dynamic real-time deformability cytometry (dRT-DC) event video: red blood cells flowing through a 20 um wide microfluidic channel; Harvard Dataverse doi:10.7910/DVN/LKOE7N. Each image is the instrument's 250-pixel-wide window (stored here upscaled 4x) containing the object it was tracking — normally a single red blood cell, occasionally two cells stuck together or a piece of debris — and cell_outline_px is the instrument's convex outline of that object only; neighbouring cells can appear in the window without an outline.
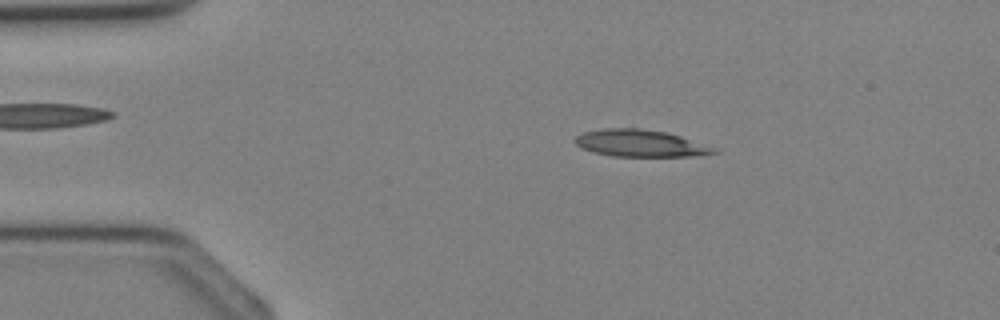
{"species": "Egyptian fruit bat (a non-hibernating species)", "species_latin": "Rousettus aegyptiacus", "temperature_condition": "cold", "stored_images_in_passage": 33, "camera_frame_rate_fps": 3000, "um_per_image_px": 0.085, "animal": {"sex": "female"}, "frame": {"image": 1, "passage_image": 4, "time_ms": 1.0, "image_size_px": [1000, 320], "cell_outline_px": [[720, 152], [700, 156], [612, 156], [592, 152], [580, 148], [572, 140], [576, 136], [584, 132], [604, 128], [640, 128], [664, 132], [680, 136], [716, 148]], "centroid_in_image_um": [54.4, 12.18], "position_along_channel_um": 30.6, "area_um2": 21.91}}
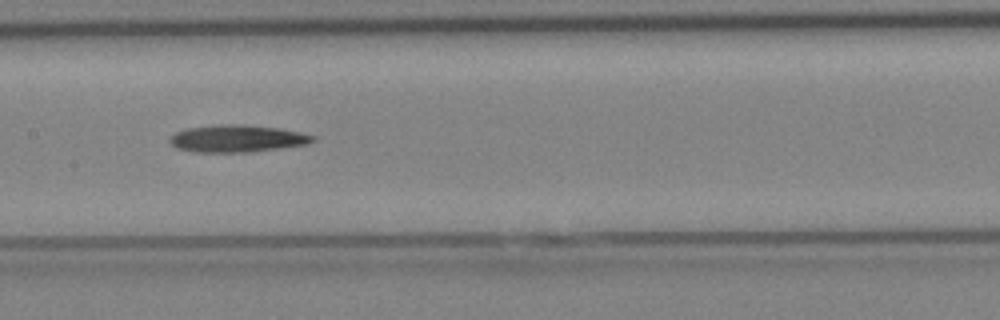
{"frame": {"image": 2, "passage_image": 15, "time_ms": 4.667, "image_size_px": [1000, 320], "cell_outline_px": [[316, 140], [308, 144], [244, 152], [196, 152], [176, 148], [168, 140], [176, 132], [188, 128], [212, 124], [244, 124], [280, 128], [300, 132], [316, 136]], "centroid_in_image_um": [20.16, 11.76], "position_along_channel_um": 187.2, "area_um2": 22.66}}
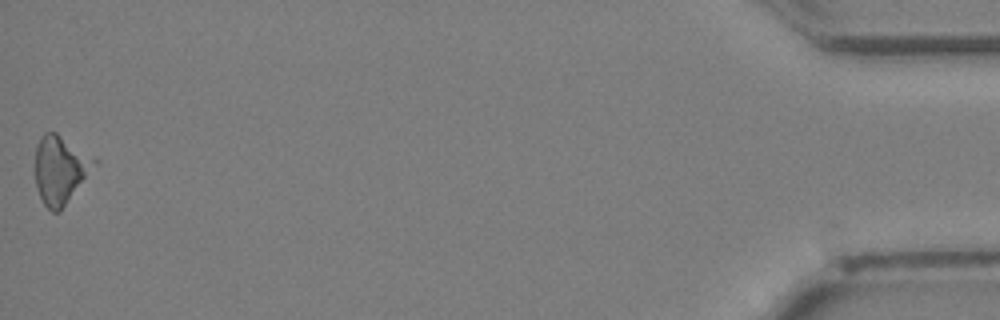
{"frame": {"image": 3, "passage_image": 33, "time_ms": 10.667, "image_size_px": [1000, 320], "cell_outline_px": [[100, 160], [60, 212], [52, 212], [44, 204], [40, 196], [36, 184], [36, 144], [40, 136], [44, 132], [56, 132]], "centroid_in_image_um": [5.15, 14.4], "position_along_channel_um": 430.1, "area_um2": 23.52}}